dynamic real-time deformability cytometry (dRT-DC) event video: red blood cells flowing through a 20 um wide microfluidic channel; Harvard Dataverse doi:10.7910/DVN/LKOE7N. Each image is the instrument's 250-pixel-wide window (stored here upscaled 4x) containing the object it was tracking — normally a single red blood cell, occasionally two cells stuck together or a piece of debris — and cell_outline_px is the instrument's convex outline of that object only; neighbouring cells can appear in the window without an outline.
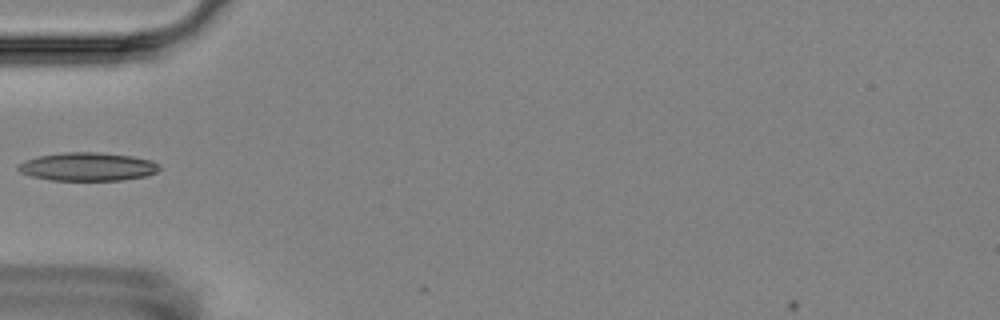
{"species": "Egyptian fruit bat (a non-hibernating species)", "species_latin": "Rousettus aegyptiacus", "temperature_condition": "room temperature", "stored_images_in_passage": 5, "camera_frame_rate_fps": 3000, "um_per_image_px": 0.085, "animal": {"sex": "female"}, "frame": {"image": 1, "passage_image": 5, "time_ms": 4.667, "image_size_px": [1000, 320], "cell_outline_px": [[160, 168], [156, 172], [144, 176], [120, 180], [48, 180], [32, 176], [20, 172], [16, 168], [16, 164], [24, 160], [36, 156], [64, 152], [100, 152], [132, 156], [148, 160], [156, 164]], "centroid_in_image_um": [7.35, 14.16], "position_along_channel_um": 77.6, "area_um2": 23.29}}